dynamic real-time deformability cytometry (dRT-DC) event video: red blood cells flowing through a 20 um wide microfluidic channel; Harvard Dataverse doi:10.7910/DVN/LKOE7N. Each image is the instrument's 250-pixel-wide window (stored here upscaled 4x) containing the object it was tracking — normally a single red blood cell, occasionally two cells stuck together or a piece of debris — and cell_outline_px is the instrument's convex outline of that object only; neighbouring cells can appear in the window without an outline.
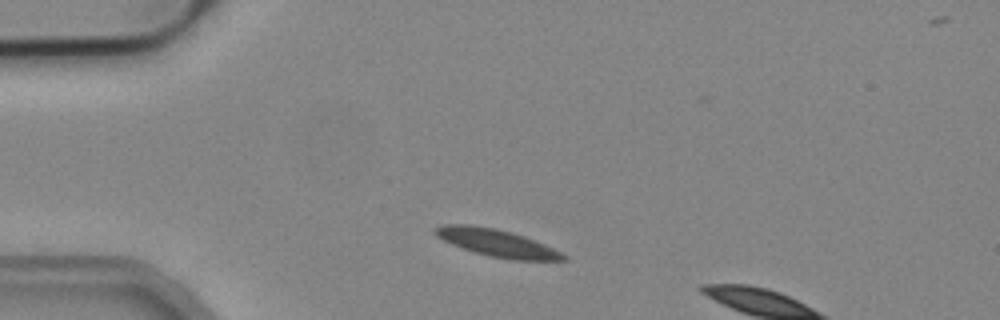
{"species": "common noctule bat (a hibernating species)", "species_latin": "Nyctalus noctula", "temperature_condition": "cold", "stored_images_in_passage": 2, "camera_frame_rate_fps": 3000, "um_per_image_px": 0.085, "animal": {"sex": "male", "body_mass_g": 19.2, "forearm_length_mm": 51.8}, "frame": {"image": 1, "passage_image": 1, "time_ms": 0.0, "image_size_px": [1000, 320], "cell_outline_px": [[568, 260], [512, 260], [488, 256], [452, 244], [436, 236], [432, 232], [432, 228], [444, 224], [468, 224], [496, 228], [512, 232], [524, 236], [544, 244], [568, 256]], "centroid_in_image_um": [42.2, 20.63], "position_along_channel_um": 42.8, "area_um2": 20.4}}